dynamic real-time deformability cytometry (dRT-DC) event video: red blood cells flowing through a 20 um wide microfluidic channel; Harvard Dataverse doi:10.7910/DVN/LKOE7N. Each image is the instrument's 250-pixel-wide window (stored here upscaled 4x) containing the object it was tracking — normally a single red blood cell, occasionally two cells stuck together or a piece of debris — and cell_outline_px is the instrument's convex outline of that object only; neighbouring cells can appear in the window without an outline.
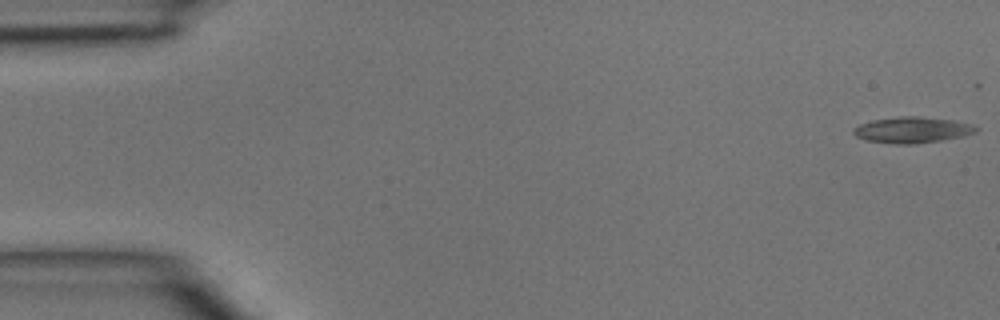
{"species": "common noctule bat (a hibernating species)", "species_latin": "Nyctalus noctula", "temperature_condition": "room temperature", "stored_images_in_passage": 39, "camera_frame_rate_fps": 3000, "um_per_image_px": 0.085, "animal": {"sex": "male", "body_mass_g": 15.6}, "frame": {"image": 1, "passage_image": 1, "time_ms": 0.0, "image_size_px": [1000, 320], "cell_outline_px": [[980, 128], [976, 132], [964, 136], [940, 140], [912, 144], [896, 144], [864, 140], [856, 136], [852, 132], [860, 124], [872, 120], [900, 116], [920, 116], [952, 120], [976, 124]], "centroid_in_image_um": [77.59, 11.04], "position_along_channel_um": 7.4, "area_um2": 18.67}}
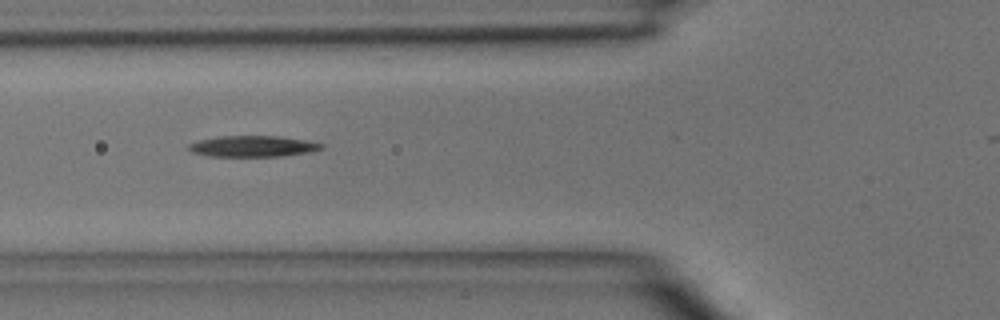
{"frame": {"image": 2, "passage_image": 17, "time_ms": 5.333, "image_size_px": [1000, 320], "cell_outline_px": [[324, 148], [308, 152], [280, 156], [208, 156], [192, 152], [188, 148], [188, 144], [200, 140], [216, 136], [280, 136], [304, 140], [324, 144]], "centroid_in_image_um": [21.47, 12.43], "position_along_channel_um": 104.3, "area_um2": 16.18}}
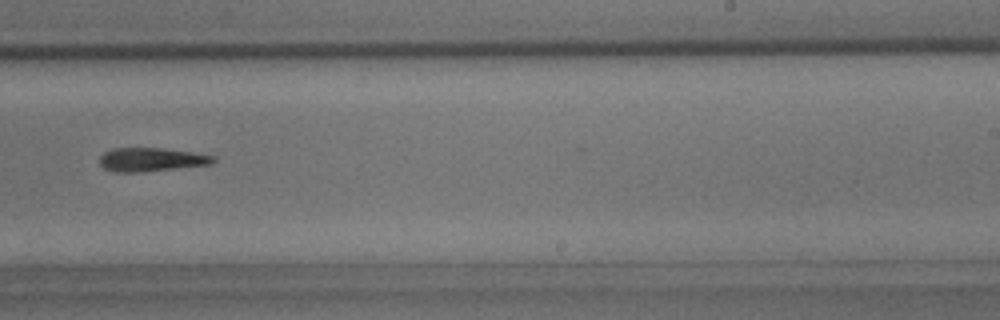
{"frame": {"image": 3, "passage_image": 29, "time_ms": 9.333, "image_size_px": [1000, 320], "cell_outline_px": [[216, 160], [212, 164], [132, 172], [112, 172], [104, 168], [100, 164], [100, 156], [104, 152], [112, 148], [160, 148], [192, 152], [216, 156]], "centroid_in_image_um": [12.83, 13.55], "position_along_channel_um": 276.2, "area_um2": 15.43}}